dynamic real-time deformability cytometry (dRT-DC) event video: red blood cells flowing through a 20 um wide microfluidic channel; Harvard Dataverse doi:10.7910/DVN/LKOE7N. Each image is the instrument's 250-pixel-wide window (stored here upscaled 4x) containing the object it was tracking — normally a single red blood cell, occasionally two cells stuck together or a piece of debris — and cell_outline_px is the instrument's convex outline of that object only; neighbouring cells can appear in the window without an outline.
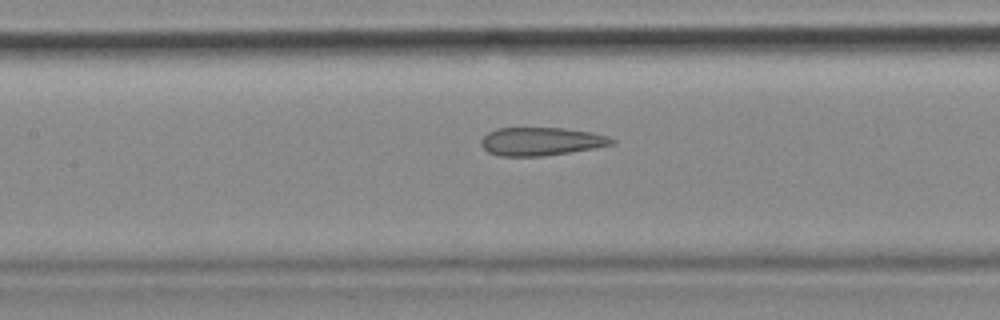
{"species": "common noctule bat (a hibernating species)", "species_latin": "Nyctalus noctula", "temperature_condition": "cold", "stored_images_in_passage": 36, "camera_frame_rate_fps": 3000, "um_per_image_px": 0.085, "animal": {"sex": "female", "body_mass_g": 18.4}, "frame": {"image": 1, "passage_image": 16, "time_ms": 5.0, "image_size_px": [1000, 320], "cell_outline_px": [[616, 144], [568, 152], [540, 156], [500, 156], [488, 152], [480, 144], [480, 140], [488, 132], [496, 128], [564, 128], [592, 132], [608, 136], [616, 140]], "centroid_in_image_um": [45.99, 12.01], "position_along_channel_um": 161.4, "area_um2": 21.44}}